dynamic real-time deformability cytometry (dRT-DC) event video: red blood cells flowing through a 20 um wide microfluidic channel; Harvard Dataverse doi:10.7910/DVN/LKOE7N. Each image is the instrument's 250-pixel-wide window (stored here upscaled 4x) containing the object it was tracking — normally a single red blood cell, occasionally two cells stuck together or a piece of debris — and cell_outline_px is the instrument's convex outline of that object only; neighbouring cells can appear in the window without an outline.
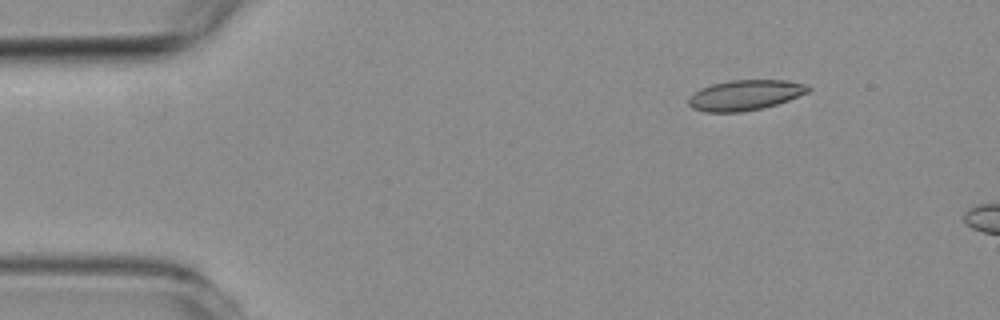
{"species": "common noctule bat (a hibernating species)", "species_latin": "Nyctalus noctula", "temperature_condition": "room temperature", "stored_images_in_passage": 3, "camera_frame_rate_fps": 3000, "um_per_image_px": 0.085, "animal": {"sex": "female", "body_mass_g": 19.3, "forearm_length_mm": 54.1}, "frame": {"image": 1, "passage_image": 2, "time_ms": 1.667, "image_size_px": [1000, 320], "cell_outline_px": [[812, 88], [808, 92], [788, 100], [776, 104], [760, 108], [740, 112], [704, 112], [692, 108], [688, 104], [688, 96], [700, 88], [712, 84], [728, 80], [784, 80], [808, 84]], "centroid_in_image_um": [63.3, 8.08], "position_along_channel_um": 21.7, "area_um2": 21.21}}